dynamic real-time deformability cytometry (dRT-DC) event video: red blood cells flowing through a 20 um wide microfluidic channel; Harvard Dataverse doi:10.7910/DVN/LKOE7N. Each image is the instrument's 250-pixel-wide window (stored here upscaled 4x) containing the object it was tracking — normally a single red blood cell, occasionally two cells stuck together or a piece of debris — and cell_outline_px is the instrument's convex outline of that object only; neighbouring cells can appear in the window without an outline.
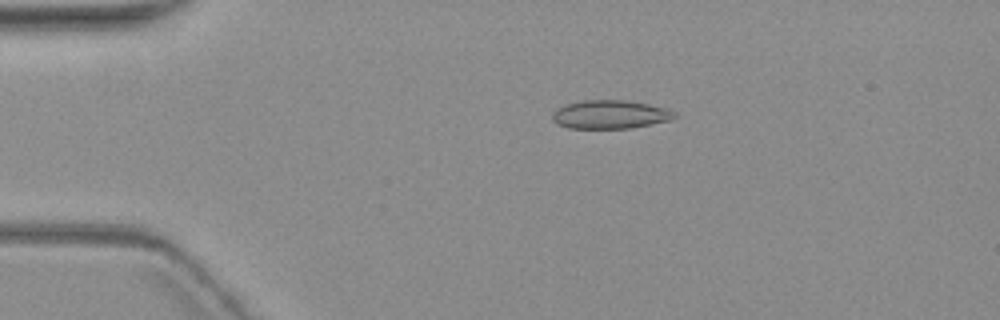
{"species": "common noctule bat (a hibernating species)", "species_latin": "Nyctalus noctula", "temperature_condition": "warm", "stored_images_in_passage": 6, "camera_frame_rate_fps": 3000, "um_per_image_px": 0.085, "animal": {"sex": "female", "body_mass_g": 19.3, "forearm_length_mm": 54.1}, "frame": {"image": 1, "passage_image": 3, "time_ms": 2.333, "image_size_px": [1000, 320], "cell_outline_px": [[676, 116], [672, 120], [628, 128], [568, 128], [556, 124], [552, 120], [552, 112], [556, 108], [564, 104], [584, 100], [628, 100], [648, 104], [664, 108], [676, 112]], "centroid_in_image_um": [51.81, 9.72], "position_along_channel_um": 33.2, "area_um2": 20.4}}
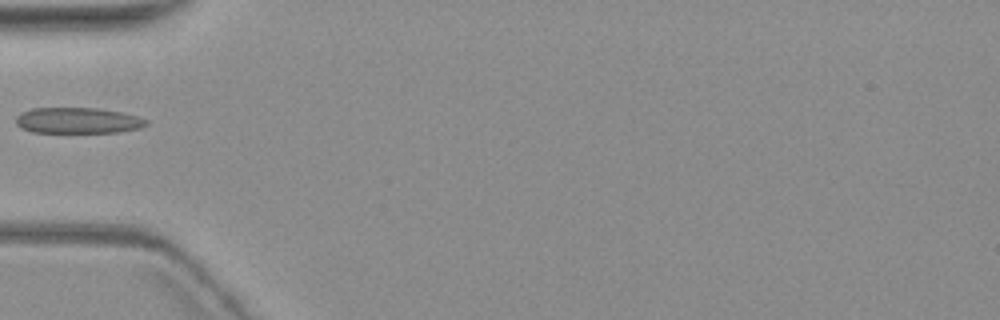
{"frame": {"image": 2, "passage_image": 5, "time_ms": 5.0, "image_size_px": [1000, 320], "cell_outline_px": [[148, 124], [140, 128], [120, 132], [32, 132], [20, 128], [16, 124], [16, 116], [20, 112], [32, 108], [100, 108], [120, 112], [136, 116], [148, 120]], "centroid_in_image_um": [6.59, 10.24], "position_along_channel_um": 78.4, "area_um2": 19.71}}
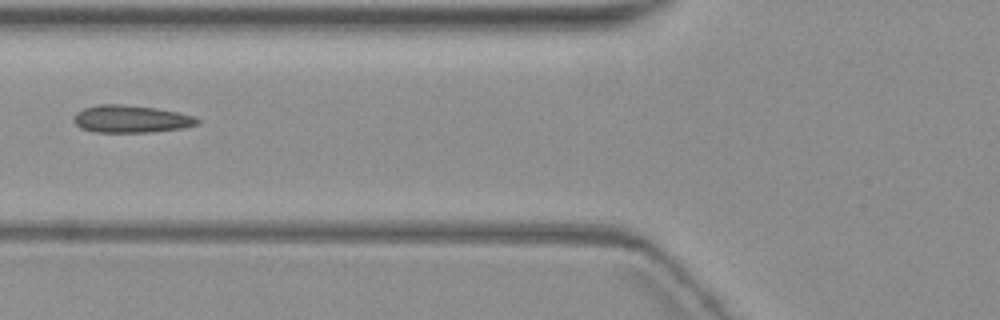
{"frame": {"image": 3, "passage_image": 6, "time_ms": 6.0, "image_size_px": [1000, 320], "cell_outline_px": [[200, 124], [184, 128], [152, 132], [92, 132], [80, 128], [72, 120], [72, 116], [76, 112], [84, 108], [96, 104], [120, 104], [156, 108], [176, 112], [192, 116], [200, 120]], "centroid_in_image_um": [11.09, 10.12], "position_along_channel_um": 114.7, "area_um2": 19.94}}